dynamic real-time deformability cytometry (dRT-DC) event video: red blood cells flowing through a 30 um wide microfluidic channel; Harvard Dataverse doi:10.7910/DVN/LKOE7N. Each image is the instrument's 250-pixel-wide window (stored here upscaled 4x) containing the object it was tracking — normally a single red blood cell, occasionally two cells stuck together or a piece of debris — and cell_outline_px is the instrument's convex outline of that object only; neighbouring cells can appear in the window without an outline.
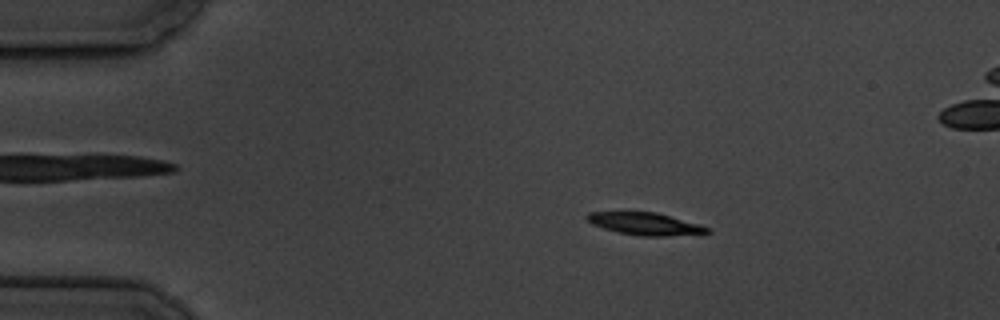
{"species": "common noctule bat (a hibernating species)", "species_latin": "Nyctalus noctula", "temperature_condition": "cold", "stored_images_in_passage": 5, "camera_frame_rate_fps": 3000, "um_per_image_px": 0.085, "animal": {"sex": "male", "body_mass_g": 19.5, "forearm_length_mm": 54.6}, "frame": {"image": 1, "passage_image": 2, "time_ms": 2.0, "image_size_px": [1000, 320], "cell_outline_px": [[712, 232], [704, 236], [640, 236], [620, 232], [604, 228], [592, 224], [584, 216], [588, 212], [656, 212], [700, 224], [708, 228]], "centroid_in_image_um": [54.97, 19.05], "position_along_channel_um": 30.0, "area_um2": 16.01}}